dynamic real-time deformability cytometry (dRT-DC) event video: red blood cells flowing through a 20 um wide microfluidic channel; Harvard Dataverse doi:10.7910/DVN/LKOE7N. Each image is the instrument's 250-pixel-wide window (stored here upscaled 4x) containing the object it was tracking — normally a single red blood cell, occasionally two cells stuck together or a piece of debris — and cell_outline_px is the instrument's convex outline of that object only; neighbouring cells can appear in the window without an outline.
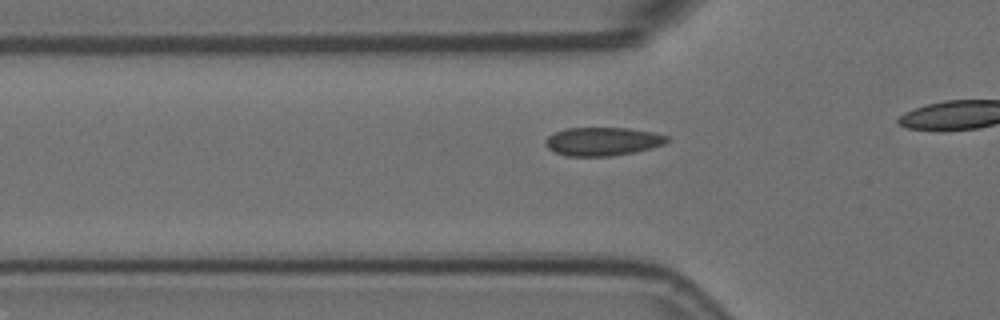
{"species": "Egyptian fruit bat (a non-hibernating species)", "species_latin": "Rousettus aegyptiacus", "temperature_condition": "room temperature", "stored_images_in_passage": 10, "camera_frame_rate_fps": 3000, "um_per_image_px": 0.085, "animal": {"sex": "female"}, "frame": {"image": 1, "passage_image": 4, "time_ms": 1.0, "image_size_px": [1000, 320], "cell_outline_px": [[672, 140], [664, 144], [652, 148], [636, 152], [612, 156], [568, 156], [556, 152], [548, 148], [544, 144], [544, 140], [548, 136], [564, 128], [628, 128], [656, 132], [668, 136]], "centroid_in_image_um": [51.27, 12.02], "position_along_channel_um": 74.5, "area_um2": 20.4}}
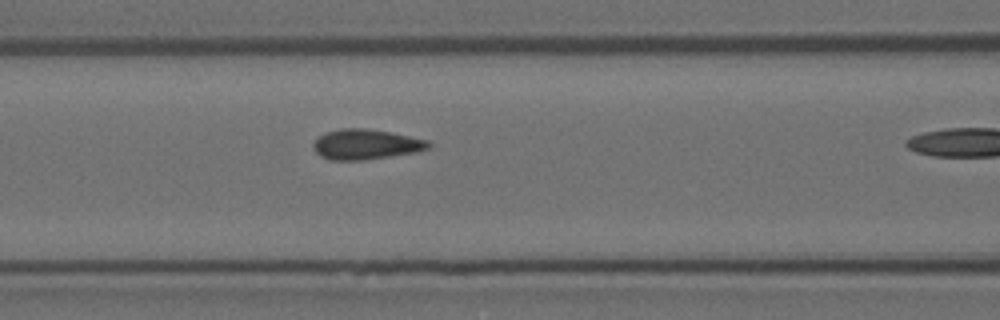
{"frame": {"image": 2, "passage_image": 9, "time_ms": 2.667, "image_size_px": [1000, 320], "cell_outline_px": [[432, 148], [416, 152], [360, 160], [328, 160], [320, 156], [312, 148], [312, 144], [316, 136], [340, 128], [364, 128], [388, 132], [428, 140], [432, 144]], "centroid_in_image_um": [31.06, 12.27], "position_along_channel_um": 135.5, "area_um2": 20.29}}